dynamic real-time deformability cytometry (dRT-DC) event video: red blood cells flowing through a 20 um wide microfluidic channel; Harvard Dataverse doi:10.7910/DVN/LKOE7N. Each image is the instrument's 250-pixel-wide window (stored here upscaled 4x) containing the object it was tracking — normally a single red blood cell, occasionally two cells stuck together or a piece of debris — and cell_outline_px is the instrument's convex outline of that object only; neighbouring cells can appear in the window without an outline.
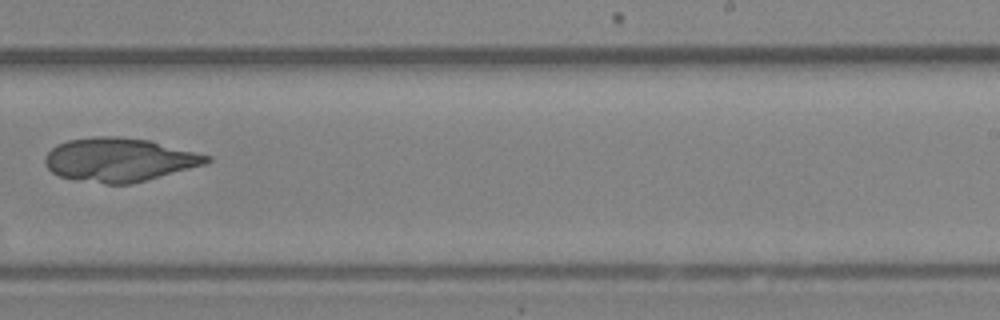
{"species": "Egyptian fruit bat (a non-hibernating species)", "species_latin": "Rousettus aegyptiacus", "temperature_condition": "room temperature", "stored_images_in_passage": 36, "camera_frame_rate_fps": 3000, "um_per_image_px": 0.085, "animal": {"sex": "female"}, "frame": {"image": 1, "passage_image": 23, "time_ms": 7.333, "image_size_px": [1000, 320], "cell_outline_px": [[212, 160], [204, 164], [144, 180], [128, 184], [104, 184], [60, 176], [52, 172], [44, 164], [44, 156], [56, 144], [68, 140], [96, 136], [116, 136], [148, 140], [212, 156]], "centroid_in_image_um": [10.09, 13.56], "position_along_channel_um": 278.9, "area_um2": 40.63}}
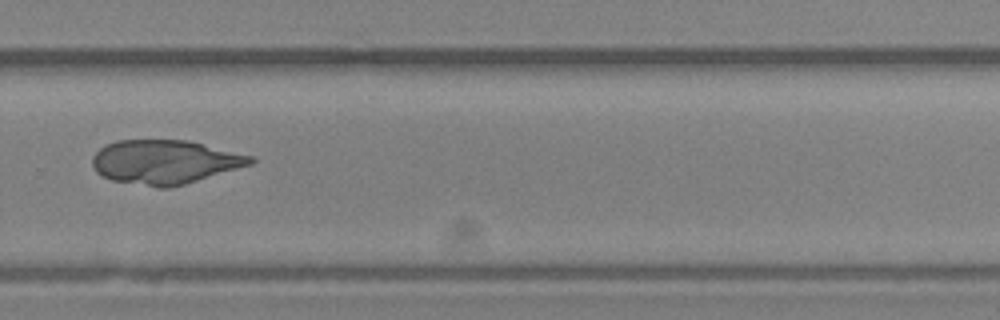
{"frame": {"image": 2, "passage_image": 25, "time_ms": 8.0, "image_size_px": [1000, 320], "cell_outline_px": [[256, 160], [252, 164], [184, 184], [168, 188], [160, 188], [112, 180], [96, 172], [92, 164], [92, 156], [104, 144], [116, 140], [188, 140], [252, 156]], "centroid_in_image_um": [13.98, 13.76], "position_along_channel_um": 315.8, "area_um2": 40.4}}
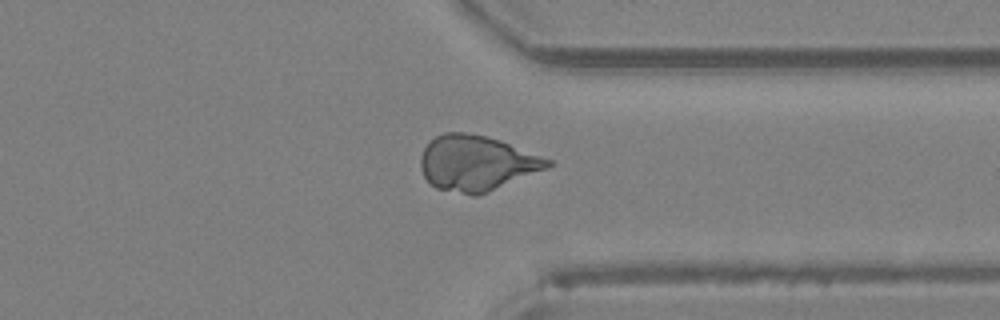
{"frame": {"image": 3, "passage_image": 28, "time_ms": 9.0, "image_size_px": [1000, 320], "cell_outline_px": [[552, 164], [548, 168], [488, 192], [476, 196], [472, 196], [436, 188], [424, 176], [420, 168], [420, 156], [424, 148], [436, 136], [444, 132], [464, 132], [484, 136], [500, 140], [552, 160]], "centroid_in_image_um": [40.5, 13.87], "position_along_channel_um": 370.9, "area_um2": 40.81}}